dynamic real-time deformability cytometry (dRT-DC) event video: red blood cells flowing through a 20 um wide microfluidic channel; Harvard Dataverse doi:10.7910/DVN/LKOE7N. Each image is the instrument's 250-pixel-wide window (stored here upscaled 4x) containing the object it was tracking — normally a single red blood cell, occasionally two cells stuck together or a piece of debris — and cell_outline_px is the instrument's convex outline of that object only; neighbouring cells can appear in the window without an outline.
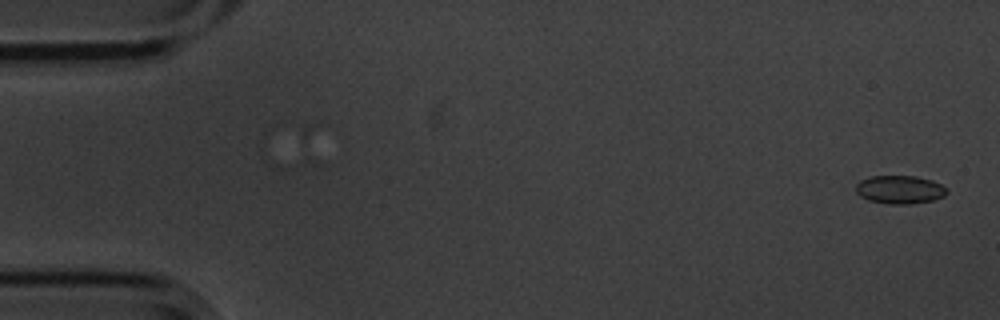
{"species": "common noctule bat (a hibernating species)", "species_latin": "Nyctalus noctula", "temperature_condition": "cold", "stored_images_in_passage": 56, "camera_frame_rate_fps": 3000, "um_per_image_px": 0.085, "animal": {"sex": "male", "body_mass_g": 20.1, "forearm_length_mm": 53.5}, "frame": {"image": 1, "passage_image": 2, "time_ms": 0.333, "image_size_px": [1000, 320], "cell_outline_px": [[948, 192], [944, 196], [932, 200], [912, 204], [892, 204], [868, 200], [860, 196], [856, 192], [856, 184], [860, 180], [872, 176], [916, 176], [932, 180], [940, 184]], "centroid_in_image_um": [76.46, 16.11], "position_along_channel_um": 8.5, "area_um2": 14.91}}
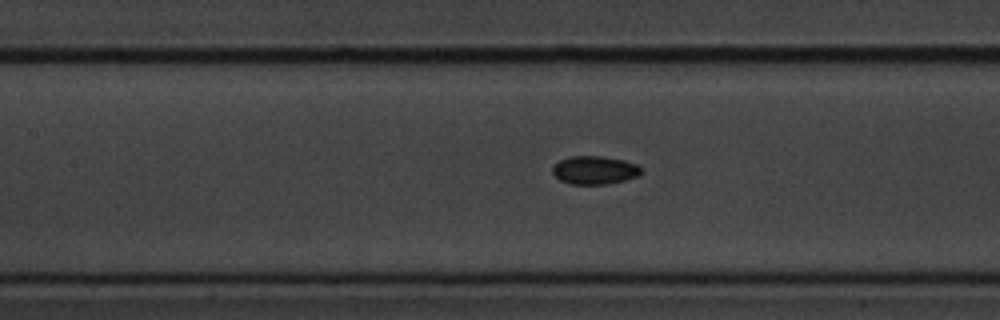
{"frame": {"image": 2, "passage_image": 25, "time_ms": 8.0, "image_size_px": [1000, 320], "cell_outline_px": [[640, 172], [636, 176], [624, 180], [604, 184], [568, 184], [560, 180], [552, 172], [552, 168], [560, 160], [568, 156], [600, 156], [624, 160], [636, 164], [640, 168]], "centroid_in_image_um": [50.49, 14.45], "position_along_channel_um": 156.9, "area_um2": 14.39}}
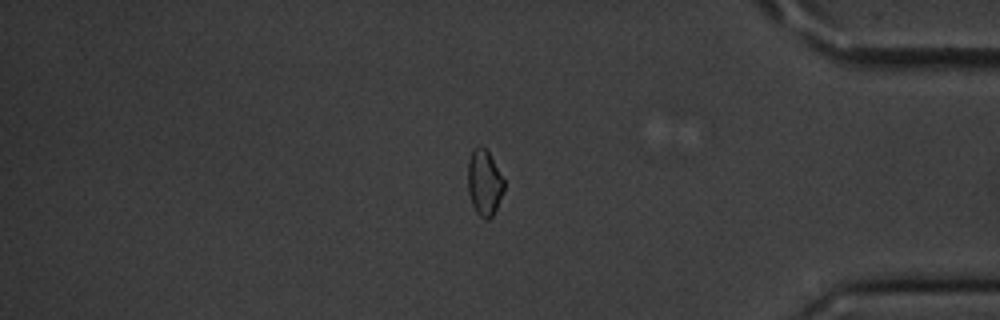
{"frame": {"image": 3, "passage_image": 47, "time_ms": 15.333, "image_size_px": [1000, 320], "cell_outline_px": [[504, 188], [496, 208], [492, 216], [488, 220], [480, 216], [476, 212], [472, 204], [468, 192], [468, 160], [472, 148], [480, 144], [488, 152], [504, 180]], "centroid_in_image_um": [41.14, 15.5], "position_along_channel_um": 394.1, "area_um2": 13.76}, "authors_computed_cell_mechanics": {"area_um2": 14.6234, "velocity_mm_per_s": 3.6046, "shape_relaxation_time_tau1_ms": 1.3856, "shape_relaxation_time_tau2_ms": null, "deformation_change_tau1": 0.0555, "deformation_change_tau2": null}}